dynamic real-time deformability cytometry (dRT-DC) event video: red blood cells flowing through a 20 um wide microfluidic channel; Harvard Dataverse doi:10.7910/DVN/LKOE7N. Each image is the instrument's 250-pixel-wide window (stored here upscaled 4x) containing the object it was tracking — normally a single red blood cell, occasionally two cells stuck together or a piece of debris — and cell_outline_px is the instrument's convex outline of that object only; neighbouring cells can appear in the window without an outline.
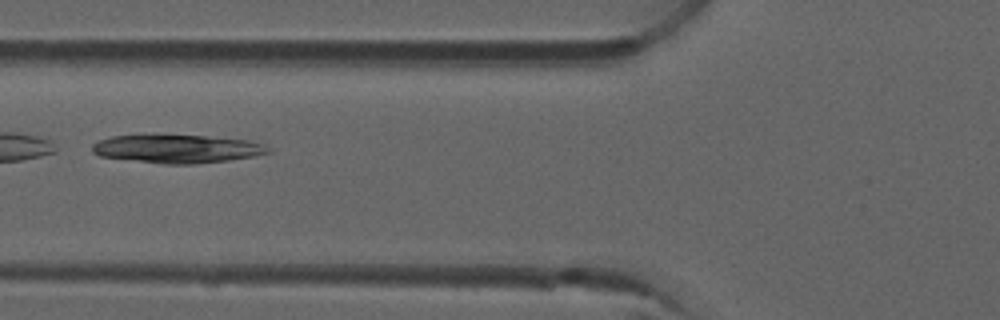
{"species": "common noctule bat (a hibernating species)", "species_latin": "Nyctalus noctula", "temperature_condition": "room temperature", "stored_images_in_passage": 6, "camera_frame_rate_fps": 3000, "um_per_image_px": 0.085, "animal": {"sex": "male", "forearm_length_mm": 52.5}, "frame": {"image": 1, "passage_image": 6, "time_ms": 1.667, "image_size_px": [1000, 320], "cell_outline_px": [[272, 152], [252, 156], [228, 160], [196, 164], [164, 164], [100, 156], [92, 152], [92, 144], [100, 140], [112, 136], [204, 136], [248, 140], [264, 144]], "centroid_in_image_um": [15.07, 12.66], "position_along_channel_um": 110.7, "area_um2": 28.5}}